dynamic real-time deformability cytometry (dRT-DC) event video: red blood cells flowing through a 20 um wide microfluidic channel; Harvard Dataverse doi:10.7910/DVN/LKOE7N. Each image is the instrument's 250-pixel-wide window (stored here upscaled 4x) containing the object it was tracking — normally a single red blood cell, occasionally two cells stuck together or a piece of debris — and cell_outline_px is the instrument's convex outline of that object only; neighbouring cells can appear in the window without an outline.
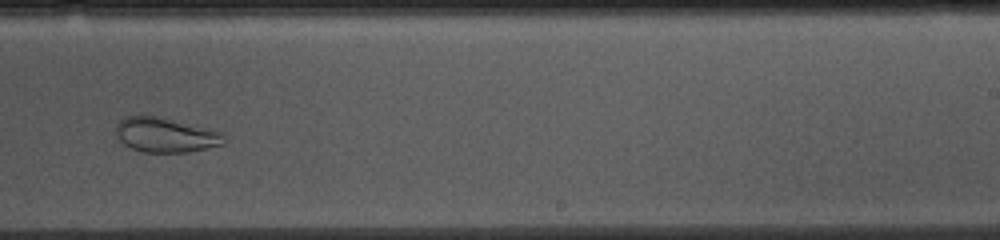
{"species": "common noctule bat (a hibernating species)", "species_latin": "Nyctalus noctula", "temperature_condition": "cold", "stored_images_in_passage": 53, "camera_frame_rate_fps": 3000, "um_per_image_px": 0.085, "animal": {"sex": "female", "body_mass_g": 10.0, "forearm_length_mm": 53.1}, "frame": {"image": 1, "passage_image": 32, "time_ms": 10.333, "image_size_px": [1000, 240], "cell_outline_px": [[228, 140], [224, 144], [208, 148], [188, 152], [144, 152], [132, 148], [124, 144], [116, 136], [116, 124], [124, 116], [156, 116], [220, 132]], "centroid_in_image_um": [14.05, 11.49], "position_along_channel_um": 274.9, "area_um2": 21.56}}
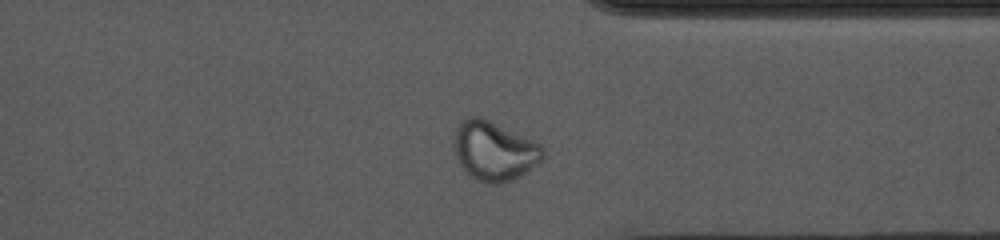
{"frame": {"image": 2, "passage_image": 40, "time_ms": 13.0, "image_size_px": [1000, 240], "cell_outline_px": [[544, 156], [536, 164], [520, 176], [496, 184], [492, 184], [480, 180], [464, 172], [452, 152], [452, 136], [460, 120], [468, 116], [480, 116], [532, 140], [540, 144], [544, 148]], "centroid_in_image_um": [41.92, 12.8], "position_along_channel_um": 369.5, "area_um2": 30.81}}
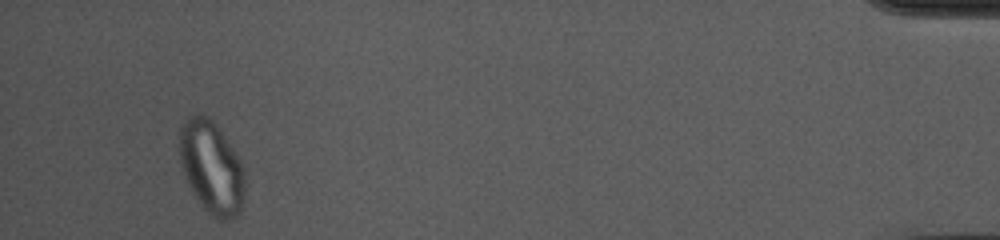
{"frame": {"image": 3, "passage_image": 50, "time_ms": 16.333, "image_size_px": [1000, 240], "cell_outline_px": [[244, 204], [240, 212], [236, 216], [228, 220], [220, 220], [212, 216], [204, 208], [192, 192], [188, 184], [180, 160], [180, 128], [184, 120], [188, 116], [200, 112], [208, 116], [216, 124], [240, 160], [244, 172]], "centroid_in_image_um": [17.98, 14.22], "position_along_channel_um": 417.2, "area_um2": 35.26}, "authors_computed_cell_mechanics": {"area_um2": 28.033, "velocity_mm_per_s": 3.6559, "shape_relaxation_time_tau1_ms": null, "shape_relaxation_time_tau2_ms": 0.9592, "deformation_change_tau1": null, "deformation_change_tau2": 0.0691}}